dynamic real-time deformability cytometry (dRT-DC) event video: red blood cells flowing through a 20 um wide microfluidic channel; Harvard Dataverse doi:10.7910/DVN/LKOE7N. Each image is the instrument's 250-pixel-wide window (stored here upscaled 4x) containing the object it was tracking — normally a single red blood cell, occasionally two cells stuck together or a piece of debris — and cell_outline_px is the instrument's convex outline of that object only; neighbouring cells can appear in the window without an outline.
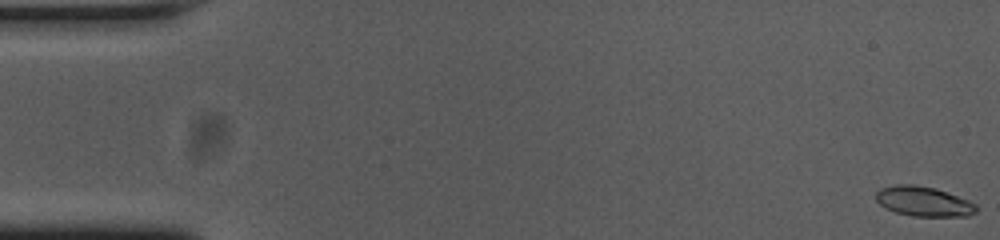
{"species": "common noctule bat (a hibernating species)", "species_latin": "Nyctalus noctula", "temperature_condition": "cold", "stored_images_in_passage": 55, "camera_frame_rate_fps": 3000, "um_per_image_px": 0.085, "animal": {"sex": "female", "body_mass_g": 23.0, "forearm_length_mm": 53.4}, "frame": {"image": 1, "passage_image": 1, "time_ms": 0.0, "image_size_px": [1000, 240], "cell_outline_px": [[976, 212], [968, 216], [912, 216], [896, 212], [880, 204], [876, 200], [876, 192], [880, 188], [896, 184], [916, 184], [936, 188], [968, 200], [976, 204]], "centroid_in_image_um": [78.5, 17.11], "position_along_channel_um": 6.5, "area_um2": 17.4}}
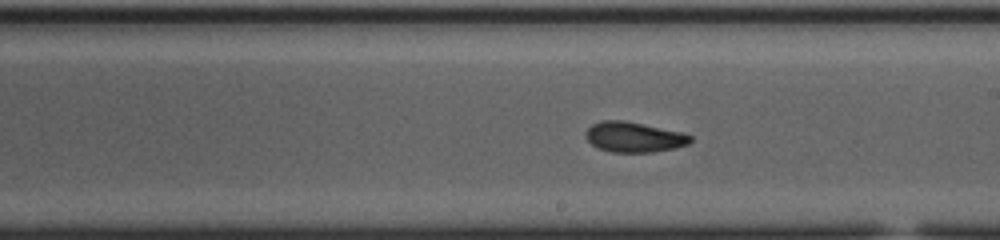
{"frame": {"image": 2, "passage_image": 31, "time_ms": 10.0, "image_size_px": [1000, 240], "cell_outline_px": [[692, 140], [688, 144], [676, 148], [652, 152], [612, 152], [596, 148], [584, 136], [584, 132], [592, 124], [600, 120], [624, 120], [684, 132], [692, 136]], "centroid_in_image_um": [53.88, 11.64], "position_along_channel_um": 235.1, "area_um2": 18.73}}
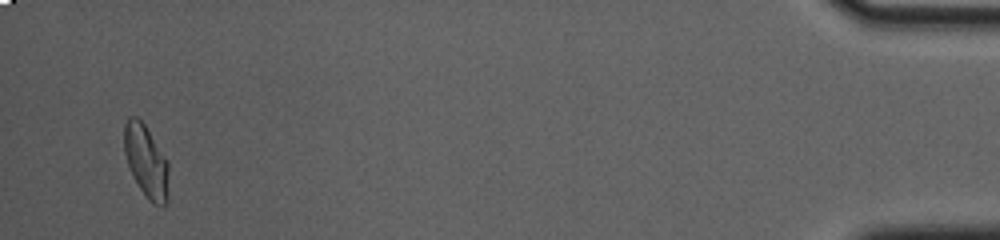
{"frame": {"image": 3, "passage_image": 53, "time_ms": 17.333, "image_size_px": [1000, 240], "cell_outline_px": [[168, 200], [164, 204], [152, 204], [148, 200], [140, 188], [128, 164], [124, 152], [124, 124], [128, 116], [136, 116], [144, 124], [168, 160]], "centroid_in_image_um": [12.43, 13.69], "position_along_channel_um": 422.8, "area_um2": 18.67}, "authors_computed_cell_mechanics": {"area_um2": 18.4382, "velocity_mm_per_s": 3.737, "shape_relaxation_time_tau1_ms": 5.4265, "shape_relaxation_time_tau2_ms": 2.0159, "deformation_change_tau1": 0.1847, "deformation_change_tau2": 0.0627}}